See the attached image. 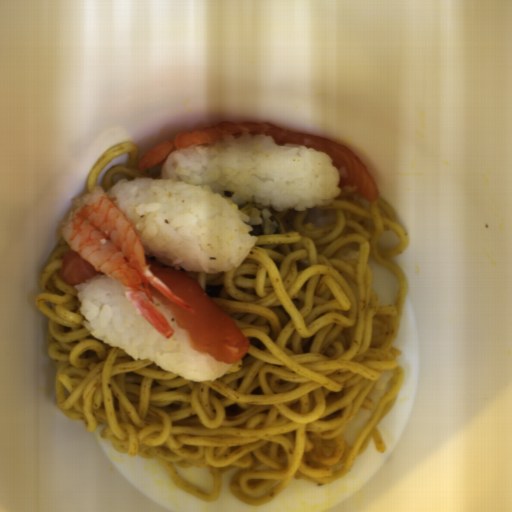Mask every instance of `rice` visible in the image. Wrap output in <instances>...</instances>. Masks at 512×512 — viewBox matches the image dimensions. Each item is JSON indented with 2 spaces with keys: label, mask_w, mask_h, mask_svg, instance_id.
Segmentation results:
<instances>
[{
  "label": "rice",
  "mask_w": 512,
  "mask_h": 512,
  "mask_svg": "<svg viewBox=\"0 0 512 512\" xmlns=\"http://www.w3.org/2000/svg\"><path fill=\"white\" fill-rule=\"evenodd\" d=\"M333 157L255 131L173 152L159 178L117 180L105 194L147 256L189 272L240 267L257 239L244 202L277 211L322 209L341 194Z\"/></svg>",
  "instance_id": "obj_1"
},
{
  "label": "rice",
  "mask_w": 512,
  "mask_h": 512,
  "mask_svg": "<svg viewBox=\"0 0 512 512\" xmlns=\"http://www.w3.org/2000/svg\"><path fill=\"white\" fill-rule=\"evenodd\" d=\"M80 302L82 324L107 347L121 349L133 359L150 360L159 368L195 382L213 381L225 375L230 363L193 349L187 332L178 327L169 308L154 295L153 302L173 327L166 339L126 299L125 285L108 275L95 276L74 286Z\"/></svg>",
  "instance_id": "obj_2"
},
{
  "label": "rice",
  "mask_w": 512,
  "mask_h": 512,
  "mask_svg": "<svg viewBox=\"0 0 512 512\" xmlns=\"http://www.w3.org/2000/svg\"><path fill=\"white\" fill-rule=\"evenodd\" d=\"M397 377V370L389 369L387 371L381 372L376 382L372 386L369 391L367 397L372 402V408H359L356 414L350 421H358L362 419H366L373 415L379 403L386 396L390 386L394 382Z\"/></svg>",
  "instance_id": "obj_3"
},
{
  "label": "rice",
  "mask_w": 512,
  "mask_h": 512,
  "mask_svg": "<svg viewBox=\"0 0 512 512\" xmlns=\"http://www.w3.org/2000/svg\"><path fill=\"white\" fill-rule=\"evenodd\" d=\"M240 211L249 215L248 223L251 229L260 227L265 234H274L279 225L274 220H271V208H259L251 202H243L240 206Z\"/></svg>",
  "instance_id": "obj_4"
},
{
  "label": "rice",
  "mask_w": 512,
  "mask_h": 512,
  "mask_svg": "<svg viewBox=\"0 0 512 512\" xmlns=\"http://www.w3.org/2000/svg\"><path fill=\"white\" fill-rule=\"evenodd\" d=\"M336 212L331 210L307 209V217L304 222L312 224L315 228L331 227L335 221Z\"/></svg>",
  "instance_id": "obj_5"
},
{
  "label": "rice",
  "mask_w": 512,
  "mask_h": 512,
  "mask_svg": "<svg viewBox=\"0 0 512 512\" xmlns=\"http://www.w3.org/2000/svg\"><path fill=\"white\" fill-rule=\"evenodd\" d=\"M359 254V248H357L356 246L349 245L347 247L340 249L336 253V258L338 261H344L351 267H355Z\"/></svg>",
  "instance_id": "obj_6"
}]
</instances>
